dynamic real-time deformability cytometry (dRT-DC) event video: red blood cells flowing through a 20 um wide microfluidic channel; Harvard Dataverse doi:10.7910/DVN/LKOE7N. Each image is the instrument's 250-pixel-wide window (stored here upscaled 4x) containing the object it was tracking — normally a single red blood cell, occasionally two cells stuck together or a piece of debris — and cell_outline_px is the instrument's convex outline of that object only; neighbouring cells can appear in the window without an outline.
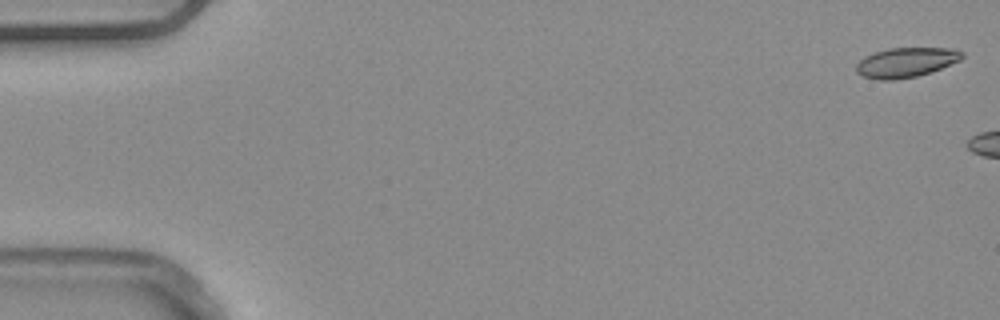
{"species": "common noctule bat (a hibernating species)", "species_latin": "Nyctalus noctula", "temperature_condition": "warm", "stored_images_in_passage": 4, "camera_frame_rate_fps": 3000, "um_per_image_px": 0.085, "animal": {"sex": "male", "body_mass_g": 20.4}, "frame": {"image": 1, "passage_image": 1, "time_ms": 0.0, "image_size_px": [1000, 320], "cell_outline_px": [[964, 56], [960, 60], [932, 72], [916, 76], [896, 80], [876, 80], [864, 76], [856, 72], [856, 64], [864, 56], [888, 48], [956, 48], [964, 52]], "centroid_in_image_um": [77.03, 5.3], "position_along_channel_um": 8.0, "area_um2": 18.5}}